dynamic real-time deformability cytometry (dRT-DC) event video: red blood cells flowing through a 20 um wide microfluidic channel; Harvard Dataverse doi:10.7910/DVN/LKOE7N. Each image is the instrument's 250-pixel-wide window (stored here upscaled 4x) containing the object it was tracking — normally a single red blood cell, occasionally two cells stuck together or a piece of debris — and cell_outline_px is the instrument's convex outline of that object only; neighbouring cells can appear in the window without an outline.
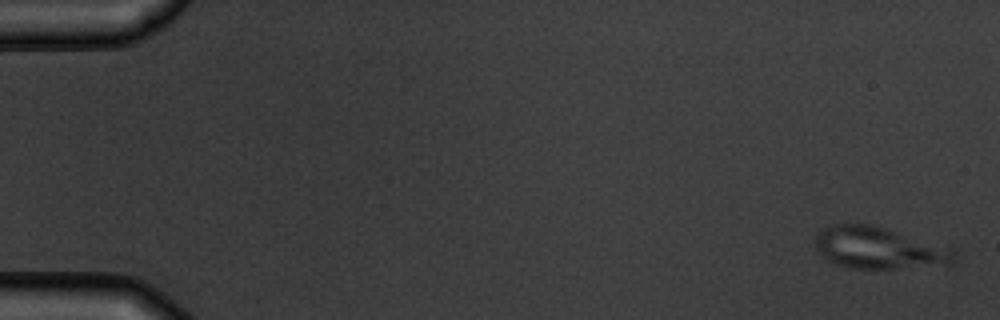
{"species": "common noctule bat (a hibernating species)", "species_latin": "Nyctalus noctula", "temperature_condition": "warm", "stored_images_in_passage": 5, "camera_frame_rate_fps": 3000, "um_per_image_px": 0.085, "animal": {"sex": "male", "body_mass_g": 19.5, "forearm_length_mm": 54.6}, "frame": {"image": 1, "passage_image": 1, "time_ms": 0.0, "image_size_px": [1000, 320], "cell_outline_px": [[956, 260], [952, 264], [892, 268], [852, 268], [836, 264], [828, 260], [816, 248], [816, 236], [824, 228], [832, 224], [868, 224], [884, 228], [952, 248], [956, 252]], "centroid_in_image_um": [74.72, 21.08], "position_along_channel_um": 10.3, "area_um2": 33.23}}